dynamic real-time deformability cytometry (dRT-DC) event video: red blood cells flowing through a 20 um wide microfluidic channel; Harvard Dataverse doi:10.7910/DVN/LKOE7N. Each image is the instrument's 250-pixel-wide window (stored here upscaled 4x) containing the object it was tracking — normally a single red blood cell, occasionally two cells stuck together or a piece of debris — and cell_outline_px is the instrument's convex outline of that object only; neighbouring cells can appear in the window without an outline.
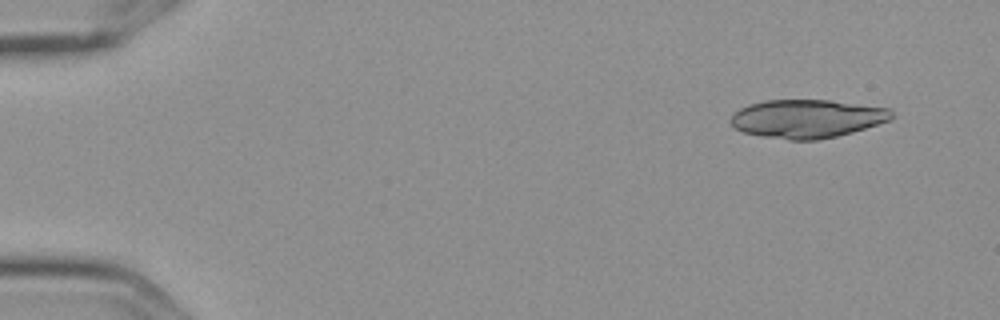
{"species": "Egyptian fruit bat (a non-hibernating species)", "species_latin": "Rousettus aegyptiacus", "temperature_condition": "cold", "stored_images_in_passage": 10, "segment_of_instrument_passage": [1, 2], "camera_frame_rate_fps": 3000, "um_per_image_px": 0.085, "frame": {"image": 1, "passage_image": 1, "time_ms": 0.0, "image_size_px": [1000, 320], "cell_outline_px": [[892, 120], [852, 132], [836, 136], [816, 140], [788, 140], [764, 136], [744, 132], [736, 128], [728, 120], [740, 108], [748, 104], [764, 100], [832, 100], [892, 108]], "centroid_in_image_um": [68.63, 10.07], "position_along_channel_um": 16.4, "area_um2": 36.13}}